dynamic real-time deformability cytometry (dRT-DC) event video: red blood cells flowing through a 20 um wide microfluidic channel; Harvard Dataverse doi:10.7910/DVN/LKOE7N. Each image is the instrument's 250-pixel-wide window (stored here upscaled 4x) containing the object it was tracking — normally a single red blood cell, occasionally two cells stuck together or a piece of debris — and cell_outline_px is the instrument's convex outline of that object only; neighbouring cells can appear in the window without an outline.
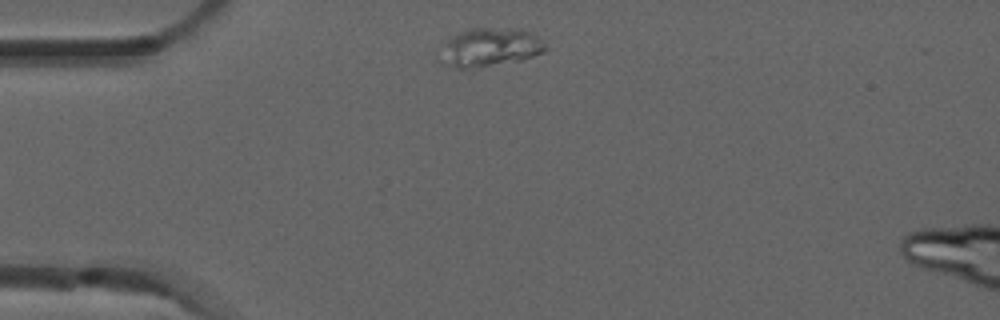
{"species": "common noctule bat (a hibernating species)", "species_latin": "Nyctalus noctula", "temperature_condition": "room temperature", "stored_images_in_passage": 1, "camera_frame_rate_fps": 3000, "um_per_image_px": 0.085, "animal": {"sex": "male", "forearm_length_mm": 52.5}, "frame": {"image": 1, "passage_image": 1, "time_ms": 0.0, "image_size_px": [1000, 320], "cell_outline_px": [[548, 48], [544, 52], [520, 60], [464, 68], [456, 68], [436, 60], [444, 44], [452, 36], [468, 28], [488, 28], [528, 32], [536, 36]], "centroid_in_image_um": [41.56, 4.03], "position_along_channel_um": 43.4, "area_um2": 22.89}}